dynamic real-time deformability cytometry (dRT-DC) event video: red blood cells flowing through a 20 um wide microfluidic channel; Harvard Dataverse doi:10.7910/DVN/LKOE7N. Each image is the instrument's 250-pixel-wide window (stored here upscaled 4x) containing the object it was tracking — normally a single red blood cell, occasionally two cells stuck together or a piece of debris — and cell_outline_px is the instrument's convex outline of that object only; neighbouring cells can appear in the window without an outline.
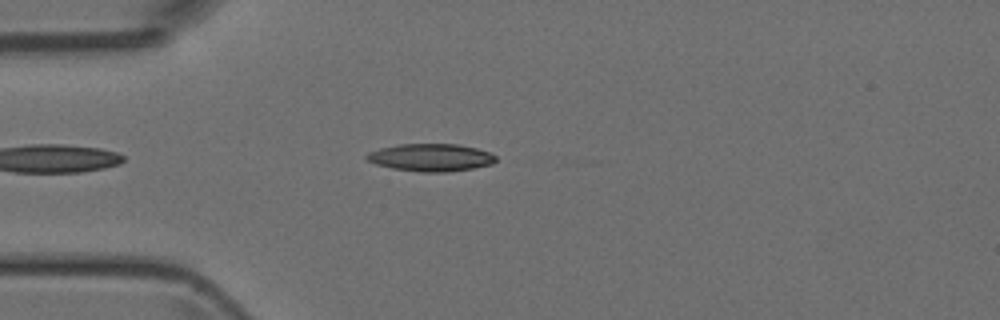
{"species": "Egyptian fruit bat (a non-hibernating species)", "species_latin": "Rousettus aegyptiacus", "temperature_condition": "room temperature", "stored_images_in_passage": 5, "camera_frame_rate_fps": 3000, "um_per_image_px": 0.085, "animal": {"sex": "female"}, "frame": {"image": 1, "passage_image": 3, "time_ms": 2.333, "image_size_px": [1000, 320], "cell_outline_px": [[496, 160], [492, 164], [472, 168], [448, 172], [420, 172], [392, 168], [376, 164], [368, 160], [364, 156], [368, 152], [380, 148], [400, 144], [460, 144], [476, 148], [488, 152], [496, 156]], "centroid_in_image_um": [36.61, 13.38], "position_along_channel_um": 48.4, "area_um2": 20.69}}